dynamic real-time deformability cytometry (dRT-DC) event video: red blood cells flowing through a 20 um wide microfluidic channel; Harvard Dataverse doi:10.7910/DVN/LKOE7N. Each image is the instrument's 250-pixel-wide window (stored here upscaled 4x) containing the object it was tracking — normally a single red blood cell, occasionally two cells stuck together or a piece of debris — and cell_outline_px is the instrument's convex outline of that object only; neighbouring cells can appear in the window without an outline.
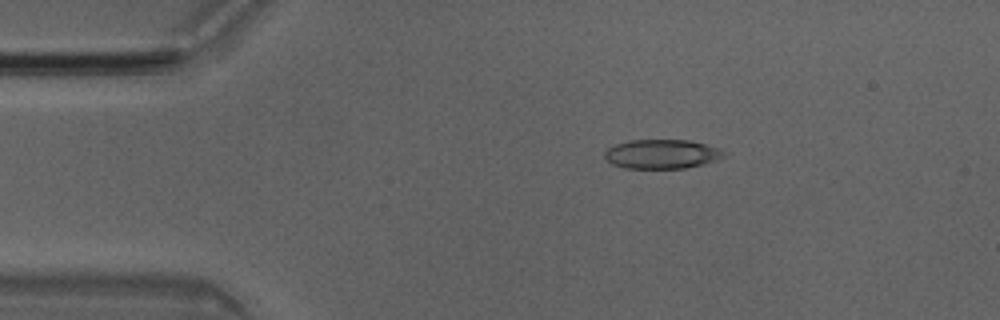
{"species": "Egyptian fruit bat (a non-hibernating species)", "species_latin": "Rousettus aegyptiacus", "temperature_condition": "room temperature", "stored_images_in_passage": 13, "camera_frame_rate_fps": 3000, "um_per_image_px": 0.085, "animal": {"sex": "male"}, "frame": {"image": 1, "passage_image": 9, "time_ms": 2.667, "image_size_px": [1000, 320], "cell_outline_px": [[728, 152], [724, 156], [716, 160], [704, 164], [684, 168], [624, 168], [612, 164], [604, 156], [604, 152], [608, 148], [616, 144], [628, 140], [688, 140], [720, 148]], "centroid_in_image_um": [56.27, 13.09], "position_along_channel_um": 28.7, "area_um2": 20.35}}